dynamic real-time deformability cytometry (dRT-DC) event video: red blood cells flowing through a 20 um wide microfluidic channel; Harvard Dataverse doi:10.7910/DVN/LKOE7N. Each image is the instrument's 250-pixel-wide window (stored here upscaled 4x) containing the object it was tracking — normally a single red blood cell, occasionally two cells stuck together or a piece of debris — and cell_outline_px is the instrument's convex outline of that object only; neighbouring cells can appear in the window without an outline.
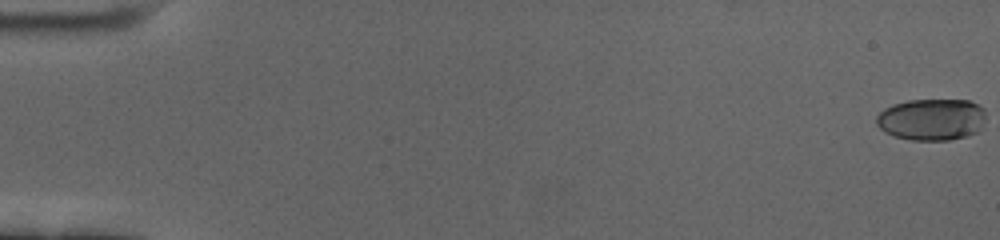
{"species": "human", "species_latin": "Homo sapiens", "temperature_condition": "cold", "stored_images_in_passage": 61, "camera_frame_rate_fps": 3000, "um_per_image_px": 0.085, "donor": {"sex": "female"}, "frame": {"image": 1, "passage_image": 1, "time_ms": 0.0, "image_size_px": [1000, 240], "cell_outline_px": [[984, 120], [980, 132], [968, 136], [948, 140], [912, 140], [896, 136], [884, 132], [876, 124], [876, 116], [884, 108], [892, 104], [908, 100], [968, 100], [984, 108]], "centroid_in_image_um": [79.19, 10.16], "position_along_channel_um": 5.8, "area_um2": 26.82}}
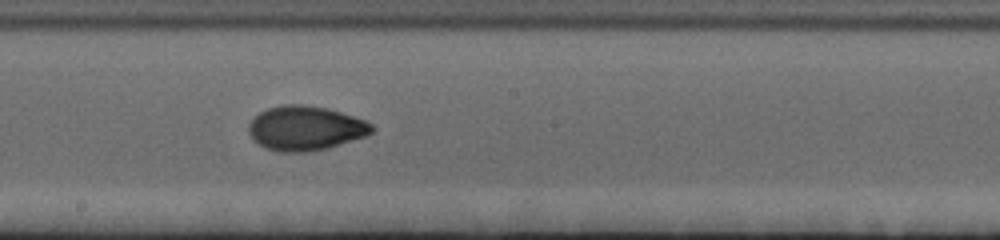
{"frame": {"image": 2, "passage_image": 35, "time_ms": 11.333, "image_size_px": [1000, 240], "cell_outline_px": [[376, 128], [372, 132], [364, 136], [328, 148], [308, 152], [280, 152], [268, 148], [260, 144], [248, 132], [248, 124], [260, 112], [268, 108], [284, 104], [304, 104], [328, 108], [364, 120], [372, 124]], "centroid_in_image_um": [25.97, 10.89], "position_along_channel_um": 222.2, "area_um2": 31.67}}
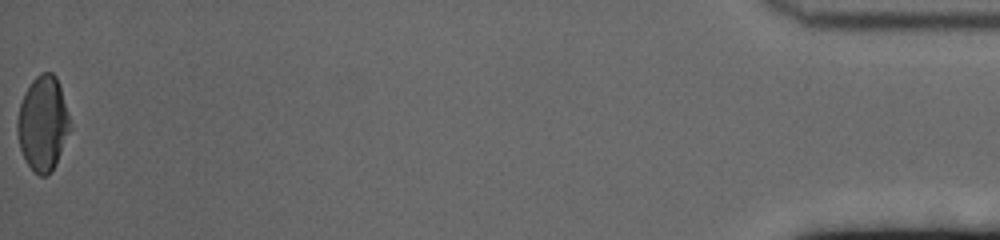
{"frame": {"image": 3, "passage_image": 61, "time_ms": 20.0, "image_size_px": [1000, 240], "cell_outline_px": [[68, 132], [56, 164], [44, 176], [40, 176], [28, 164], [20, 148], [16, 128], [16, 120], [20, 104], [24, 92], [32, 80], [40, 72], [52, 72], [56, 76], [68, 112]], "centroid_in_image_um": [3.6, 10.44], "position_along_channel_um": 431.6, "area_um2": 28.44}, "authors_computed_cell_mechanics": {"area_um2": 29.3624, "velocity_mm_per_s": 3.4665, "shape_relaxation_time_tau1_ms": 4.872, "shape_relaxation_time_tau2_ms": 1.4566, "deformation_change_tau1": 0.1559, "deformation_change_tau2": 0.05}}